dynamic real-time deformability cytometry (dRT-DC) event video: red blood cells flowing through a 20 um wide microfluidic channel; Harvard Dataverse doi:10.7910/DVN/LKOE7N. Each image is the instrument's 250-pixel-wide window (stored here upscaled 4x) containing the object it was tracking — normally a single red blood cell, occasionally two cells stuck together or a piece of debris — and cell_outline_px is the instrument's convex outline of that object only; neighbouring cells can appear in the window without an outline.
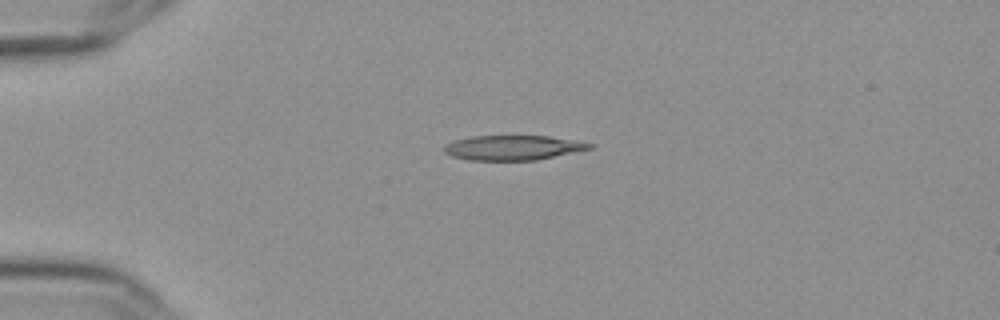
{"species": "Egyptian fruit bat (a non-hibernating species)", "species_latin": "Rousettus aegyptiacus", "temperature_condition": "cold", "stored_images_in_passage": 43, "camera_frame_rate_fps": 3000, "um_per_image_px": 0.085, "frame": {"image": 1, "passage_image": 1, "time_ms": 0.0, "image_size_px": [1000, 320], "cell_outline_px": [[592, 148], [536, 160], [468, 160], [452, 156], [444, 152], [444, 144], [452, 140], [472, 136], [548, 136], [572, 140], [592, 144]], "centroid_in_image_um": [43.51, 12.55], "position_along_channel_um": 41.5, "area_um2": 20.81}}
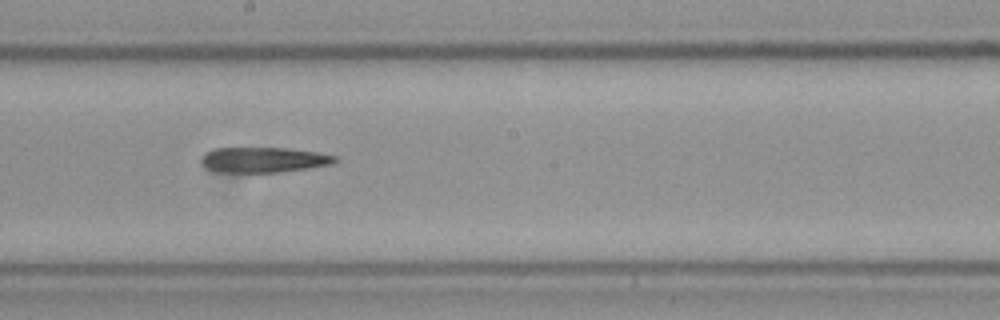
{"frame": {"image": 2, "passage_image": 19, "time_ms": 6.0, "image_size_px": [1000, 320], "cell_outline_px": [[340, 160], [332, 164], [308, 168], [276, 172], [220, 172], [208, 168], [200, 160], [204, 152], [216, 148], [288, 148], [316, 152], [340, 156]], "centroid_in_image_um": [22.46, 13.57], "position_along_channel_um": 225.7, "area_um2": 19.71}}
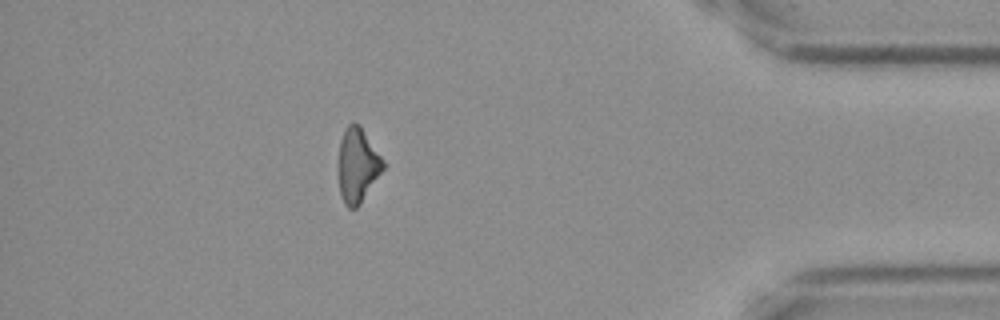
{"frame": {"image": 3, "passage_image": 37, "time_ms": 12.0, "image_size_px": [1000, 320], "cell_outline_px": [[384, 168], [360, 204], [356, 208], [348, 208], [344, 204], [340, 192], [340, 140], [344, 128], [348, 124], [360, 124], [384, 160]], "centroid_in_image_um": [30.41, 14.03], "position_along_channel_um": 404.8, "area_um2": 19.02}}